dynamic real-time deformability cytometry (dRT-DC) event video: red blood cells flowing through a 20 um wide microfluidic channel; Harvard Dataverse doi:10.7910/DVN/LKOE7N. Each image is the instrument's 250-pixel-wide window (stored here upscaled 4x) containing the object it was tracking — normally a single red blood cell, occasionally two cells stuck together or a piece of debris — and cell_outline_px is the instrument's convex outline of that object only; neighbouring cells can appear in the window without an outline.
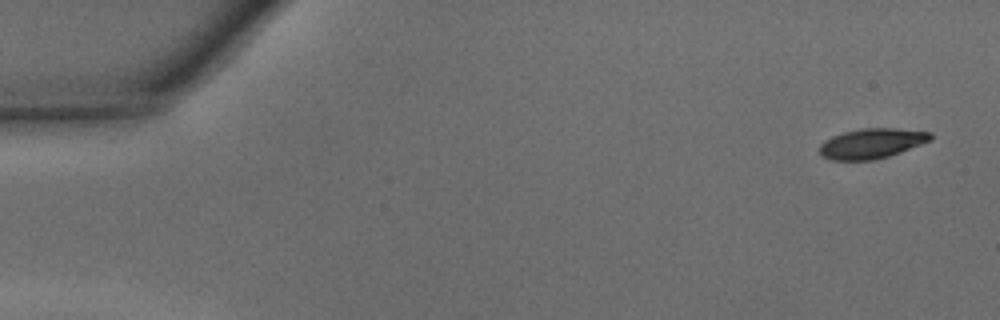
{"species": "common noctule bat (a hibernating species)", "species_latin": "Nyctalus noctula", "temperature_condition": "warm", "stored_images_in_passage": 41, "camera_frame_rate_fps": 3000, "um_per_image_px": 0.085, "animal": {"sex": "male", "body_mass_g": 15.6}, "frame": {"image": 1, "passage_image": 1, "time_ms": 0.0, "image_size_px": [1000, 320], "cell_outline_px": [[932, 140], [900, 152], [888, 156], [872, 160], [832, 160], [824, 156], [820, 152], [820, 144], [824, 140], [832, 136], [844, 132], [860, 128], [892, 128], [932, 132]], "centroid_in_image_um": [74.1, 12.18], "position_along_channel_um": 10.9, "area_um2": 19.31}}
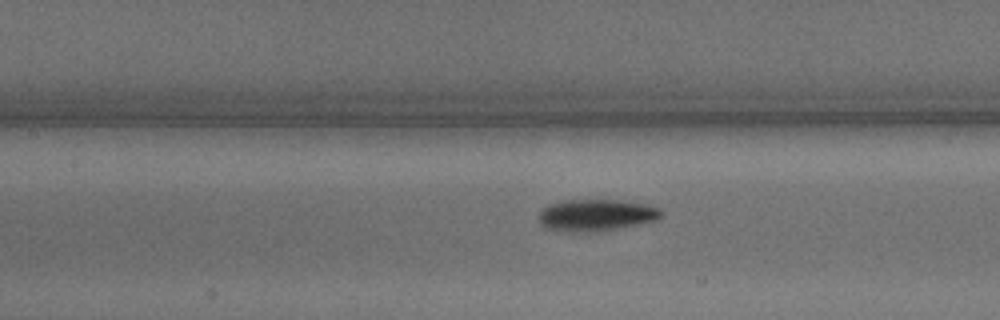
{"frame": {"image": 2, "passage_image": 20, "time_ms": 6.333, "image_size_px": [1000, 320], "cell_outline_px": [[664, 216], [656, 220], [640, 224], [596, 232], [560, 232], [544, 228], [540, 224], [540, 212], [548, 204], [564, 200], [620, 200], [648, 204], [660, 208], [664, 212]], "centroid_in_image_um": [50.7, 18.29], "position_along_channel_um": 156.7, "area_um2": 23.12}}
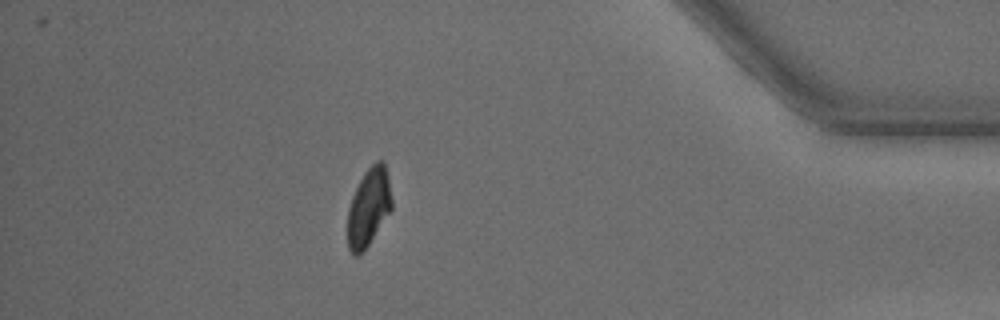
{"frame": {"image": 3, "passage_image": 40, "time_ms": 13.0, "image_size_px": [1000, 320], "cell_outline_px": [[392, 208], [368, 244], [356, 256], [352, 256], [348, 248], [348, 208], [352, 196], [364, 172], [376, 160], [384, 160], [388, 176], [392, 200]], "centroid_in_image_um": [31.34, 17.57], "position_along_channel_um": 403.9, "area_um2": 19.83}}